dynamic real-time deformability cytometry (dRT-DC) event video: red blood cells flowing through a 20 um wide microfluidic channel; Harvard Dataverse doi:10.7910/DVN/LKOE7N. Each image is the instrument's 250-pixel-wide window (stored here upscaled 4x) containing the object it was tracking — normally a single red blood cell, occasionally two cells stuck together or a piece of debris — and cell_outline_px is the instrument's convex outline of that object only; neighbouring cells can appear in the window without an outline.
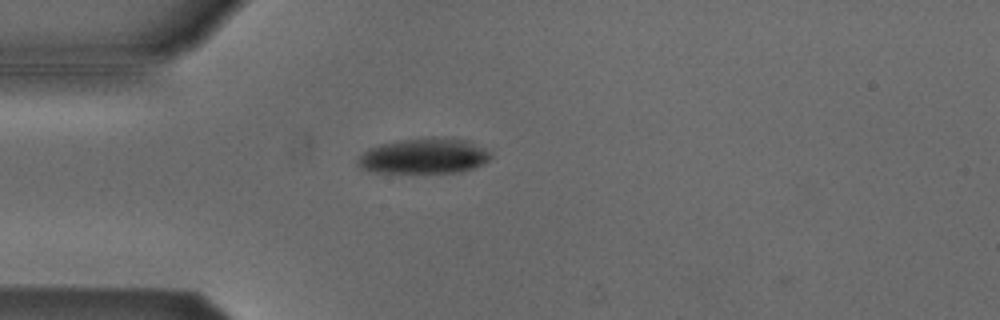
{"species": "Egyptian fruit bat (a non-hibernating species)", "species_latin": "Rousettus aegyptiacus", "temperature_condition": "cold", "stored_images_in_passage": 40, "camera_frame_rate_fps": 3000, "um_per_image_px": 0.085, "animal": {"sex": "male"}, "frame": {"image": 1, "passage_image": 1, "time_ms": 0.0, "image_size_px": [1000, 320], "cell_outline_px": [[488, 160], [472, 168], [460, 172], [376, 172], [360, 168], [356, 164], [356, 160], [368, 148], [380, 144], [400, 140], [428, 136], [452, 136], [472, 140], [484, 148], [488, 152]], "centroid_in_image_um": [36.04, 13.22], "position_along_channel_um": 49.0, "area_um2": 27.74}}
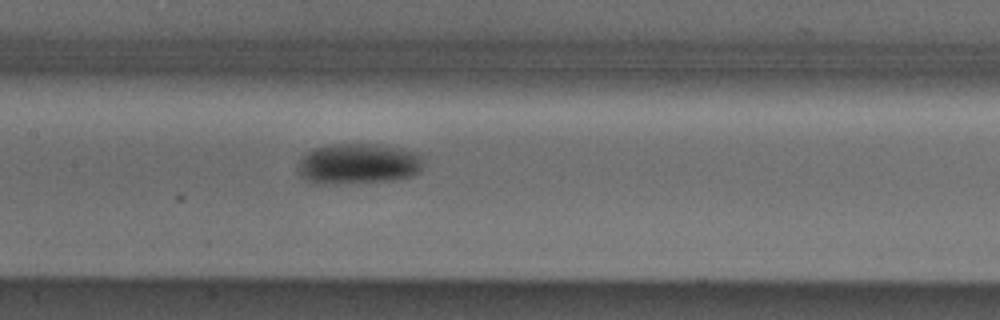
{"frame": {"image": 2, "passage_image": 12, "time_ms": 3.667, "image_size_px": [1000, 320], "cell_outline_px": [[424, 160], [420, 172], [412, 176], [392, 180], [340, 184], [312, 184], [304, 180], [296, 172], [296, 168], [300, 156], [312, 148], [332, 144], [376, 144], [400, 148], [416, 152]], "centroid_in_image_um": [30.37, 13.93], "position_along_channel_um": 177.0, "area_um2": 30.46}}
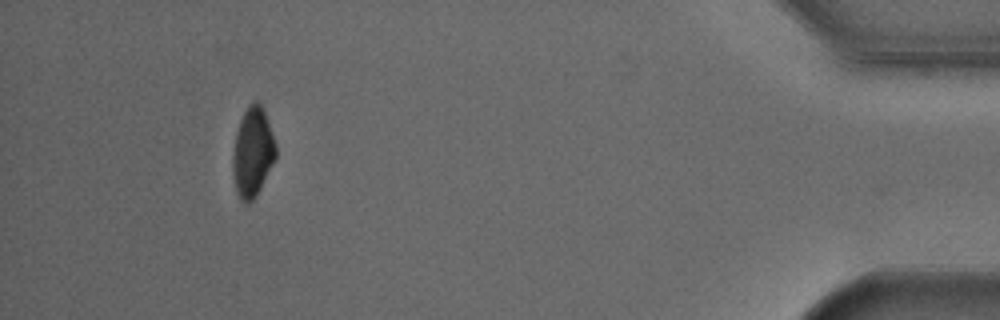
{"frame": {"image": 3, "passage_image": 36, "time_ms": 11.667, "image_size_px": [1000, 320], "cell_outline_px": [[276, 160], [256, 196], [248, 204], [240, 200], [236, 192], [232, 172], [232, 156], [236, 132], [240, 120], [248, 104], [256, 100], [264, 108], [276, 144]], "centroid_in_image_um": [21.48, 12.94], "position_along_channel_um": 413.7, "area_um2": 22.77}, "authors_computed_cell_mechanics": {"area_um2": 27.455, "velocity_mm_per_s": 3.8191, "shape_relaxation_time_tau1_ms": 2.3562, "shape_relaxation_time_tau2_ms": null, "deformation_change_tau1": 0.1012, "deformation_change_tau2": null}}